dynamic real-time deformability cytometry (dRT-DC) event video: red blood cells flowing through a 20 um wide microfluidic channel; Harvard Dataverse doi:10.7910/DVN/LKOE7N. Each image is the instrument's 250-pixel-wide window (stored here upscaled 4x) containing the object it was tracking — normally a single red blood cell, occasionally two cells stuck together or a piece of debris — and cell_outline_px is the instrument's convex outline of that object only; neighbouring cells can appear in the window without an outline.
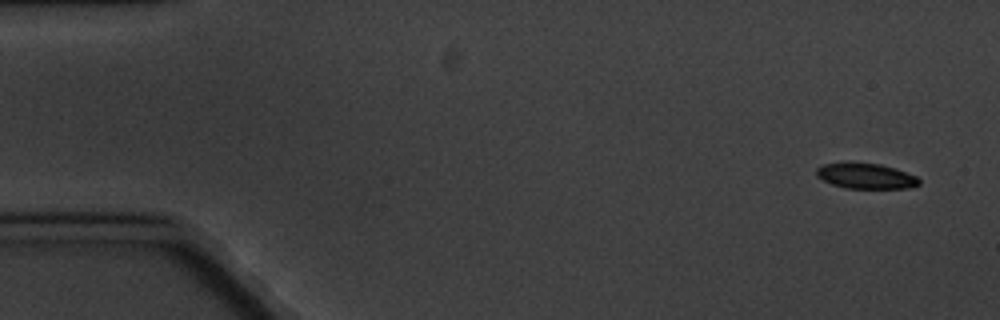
{"species": "common noctule bat (a hibernating species)", "species_latin": "Nyctalus noctula", "temperature_condition": "cold", "stored_images_in_passage": 5, "camera_frame_rate_fps": 3000, "um_per_image_px": 0.085, "animal": {"sex": "male", "body_mass_g": 20.1, "forearm_length_mm": 53.5}, "frame": {"image": 1, "passage_image": 1, "time_ms": 0.0, "image_size_px": [1000, 320], "cell_outline_px": [[920, 184], [908, 188], [844, 188], [832, 184], [816, 176], [816, 168], [820, 164], [844, 160], [848, 160], [880, 164], [896, 168], [916, 176], [920, 180]], "centroid_in_image_um": [73.53, 14.91], "position_along_channel_um": 11.5, "area_um2": 15.84}}
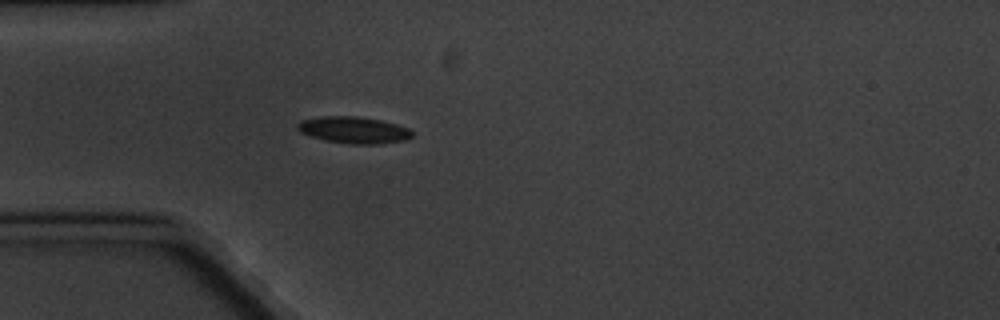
{"frame": {"image": 2, "passage_image": 5, "time_ms": 4.667, "image_size_px": [1000, 320], "cell_outline_px": [[412, 136], [404, 140], [380, 144], [352, 144], [324, 140], [300, 132], [296, 128], [296, 124], [300, 120], [324, 116], [356, 116], [380, 120], [396, 124], [408, 128], [412, 132]], "centroid_in_image_um": [30.04, 11.05], "position_along_channel_um": 55.0, "area_um2": 17.74}}